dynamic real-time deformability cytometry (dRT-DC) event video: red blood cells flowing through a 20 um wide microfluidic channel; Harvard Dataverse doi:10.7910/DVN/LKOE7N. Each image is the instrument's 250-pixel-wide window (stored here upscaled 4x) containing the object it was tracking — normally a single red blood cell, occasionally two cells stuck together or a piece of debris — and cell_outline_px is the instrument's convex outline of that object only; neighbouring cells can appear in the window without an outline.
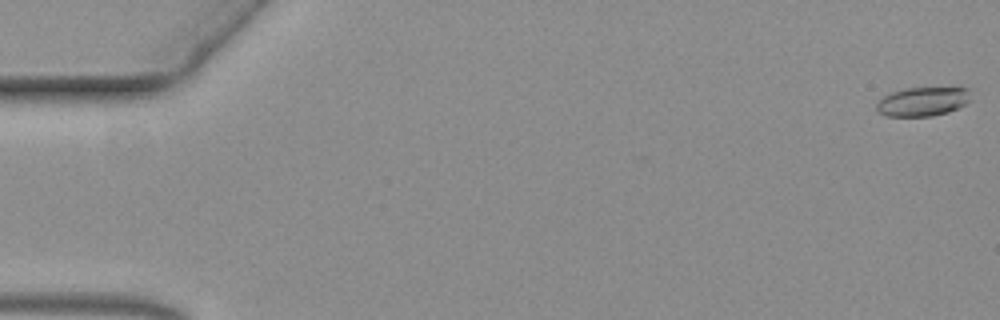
{"species": "common noctule bat (a hibernating species)", "species_latin": "Nyctalus noctula", "temperature_condition": "warm", "stored_images_in_passage": 53, "camera_frame_rate_fps": 3000, "um_per_image_px": 0.085, "animal": {"sex": "female", "body_mass_g": 19.3, "forearm_length_mm": 54.1}, "frame": {"image": 1, "passage_image": 1, "time_ms": 0.0, "image_size_px": [1000, 320], "cell_outline_px": [[968, 100], [964, 104], [948, 112], [932, 116], [888, 116], [880, 112], [876, 108], [876, 104], [884, 96], [892, 92], [904, 88], [960, 84], [968, 88]], "centroid_in_image_um": [78.49, 8.56], "position_along_channel_um": 6.5, "area_um2": 16.47}}
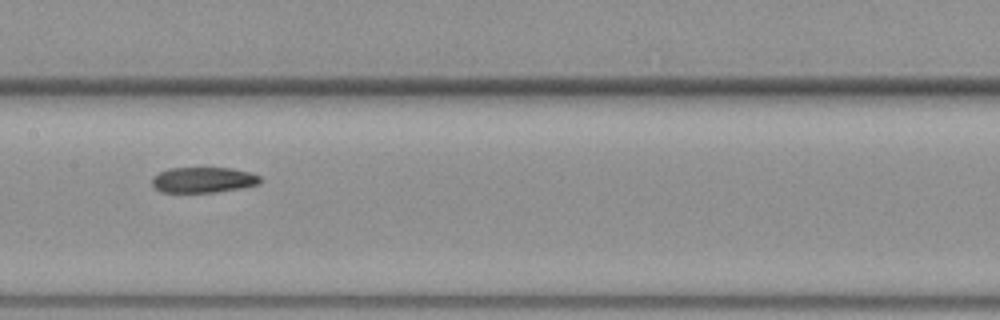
{"frame": {"image": 2, "passage_image": 31, "time_ms": 10.0, "image_size_px": [1000, 320], "cell_outline_px": [[260, 180], [256, 184], [240, 188], [216, 192], [160, 192], [152, 184], [152, 176], [168, 168], [232, 168], [248, 172], [260, 176]], "centroid_in_image_um": [17.23, 15.29], "position_along_channel_um": 190.2, "area_um2": 15.95}}
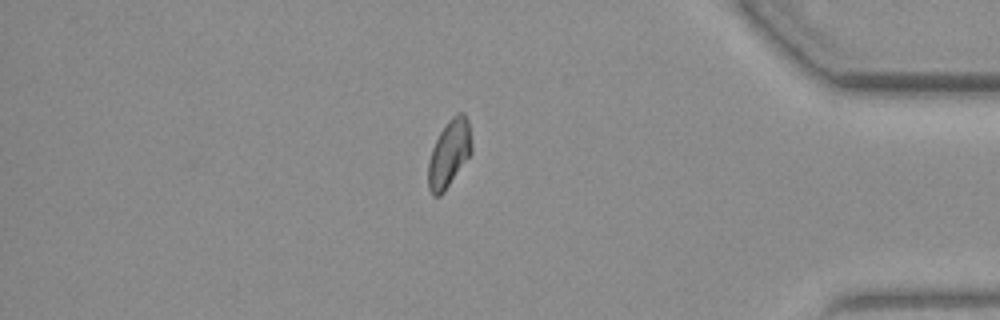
{"frame": {"image": 3, "passage_image": 52, "time_ms": 17.0, "image_size_px": [1000, 320], "cell_outline_px": [[472, 152], [444, 192], [440, 196], [432, 196], [428, 188], [428, 160], [432, 148], [440, 132], [448, 120], [456, 112], [464, 112], [468, 120], [472, 144]], "centroid_in_image_um": [38.17, 13.04], "position_along_channel_um": 397.0, "area_um2": 17.11}}